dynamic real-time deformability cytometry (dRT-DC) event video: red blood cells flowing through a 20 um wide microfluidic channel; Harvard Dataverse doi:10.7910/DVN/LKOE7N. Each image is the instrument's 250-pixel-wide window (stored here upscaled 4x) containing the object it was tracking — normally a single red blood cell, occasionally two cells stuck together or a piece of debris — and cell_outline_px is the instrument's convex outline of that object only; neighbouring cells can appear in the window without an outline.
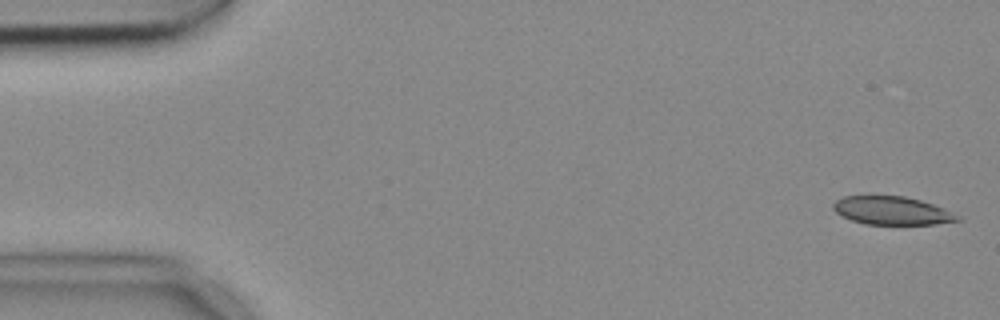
{"species": "common noctule bat (a hibernating species)", "species_latin": "Nyctalus noctula", "temperature_condition": "cold", "stored_images_in_passage": 53, "camera_frame_rate_fps": 3000, "um_per_image_px": 0.085, "animal": {"sex": "female", "body_mass_g": 18.4}, "frame": {"image": 1, "passage_image": 1, "time_ms": 0.0, "image_size_px": [1000, 320], "cell_outline_px": [[964, 220], [936, 224], [864, 224], [852, 220], [836, 212], [832, 208], [832, 204], [836, 200], [844, 196], [904, 196], [920, 200], [944, 208], [960, 216]], "centroid_in_image_um": [75.85, 17.91], "position_along_channel_um": 9.2, "area_um2": 20.4}}
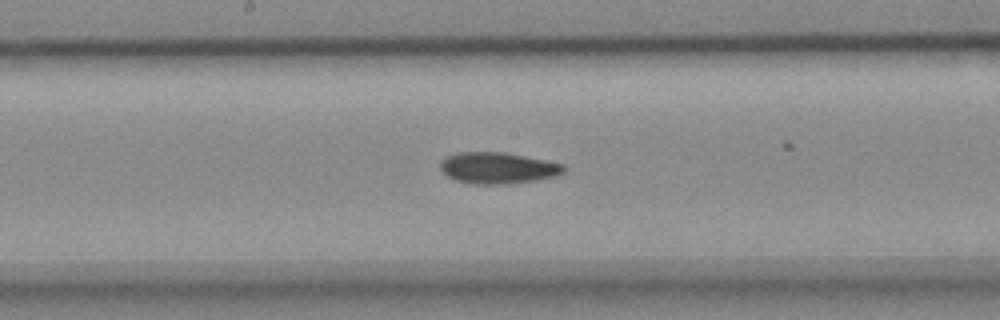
{"frame": {"image": 2, "passage_image": 27, "time_ms": 8.667, "image_size_px": [1000, 320], "cell_outline_px": [[568, 168], [560, 176], [536, 180], [508, 184], [472, 184], [456, 180], [448, 176], [440, 168], [440, 160], [456, 152], [504, 152], [564, 164]], "centroid_in_image_um": [42.35, 14.28], "position_along_channel_um": 205.8, "area_um2": 22.72}}
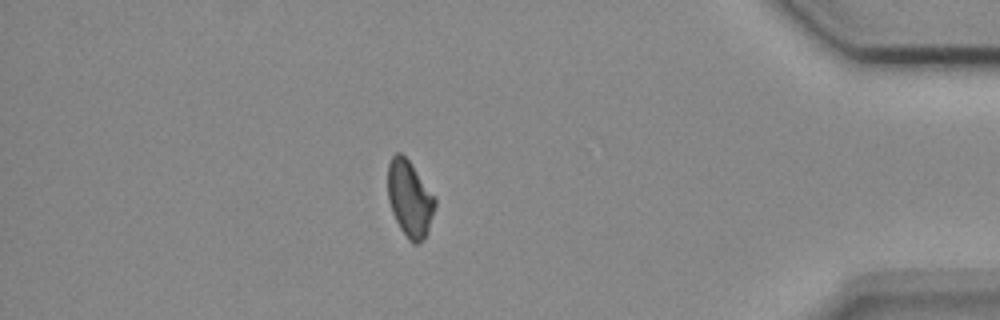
{"frame": {"image": 3, "passage_image": 46, "time_ms": 15.0, "image_size_px": [1000, 320], "cell_outline_px": [[436, 204], [428, 232], [416, 244], [412, 244], [408, 240], [400, 228], [392, 212], [388, 200], [388, 164], [392, 156], [396, 152], [400, 152], [408, 160], [436, 196]], "centroid_in_image_um": [34.83, 16.88], "position_along_channel_um": 400.4, "area_um2": 20.98}}